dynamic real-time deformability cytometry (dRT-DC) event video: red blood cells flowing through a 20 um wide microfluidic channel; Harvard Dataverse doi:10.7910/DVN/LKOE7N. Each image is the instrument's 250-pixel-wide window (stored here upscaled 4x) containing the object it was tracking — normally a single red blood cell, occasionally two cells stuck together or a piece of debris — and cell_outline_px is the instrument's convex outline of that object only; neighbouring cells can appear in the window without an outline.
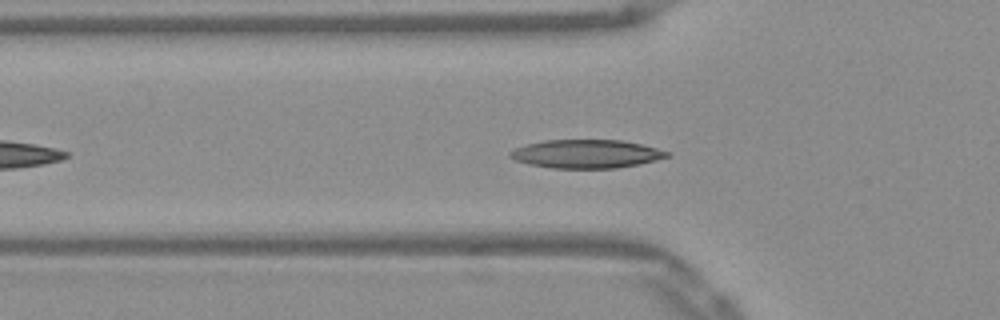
{"species": "Egyptian fruit bat (a non-hibernating species)", "species_latin": "Rousettus aegyptiacus", "temperature_condition": "warm", "stored_images_in_passage": 32, "camera_frame_rate_fps": 3000, "um_per_image_px": 0.085, "frame": {"image": 1, "passage_image": 8, "time_ms": 2.333, "image_size_px": [1000, 320], "cell_outline_px": [[668, 156], [640, 164], [616, 168], [552, 168], [528, 164], [516, 160], [508, 156], [508, 152], [516, 148], [528, 144], [544, 140], [620, 140], [640, 144], [656, 148], [668, 152]], "centroid_in_image_um": [49.79, 13.08], "position_along_channel_um": 76.0, "area_um2": 25.78}}
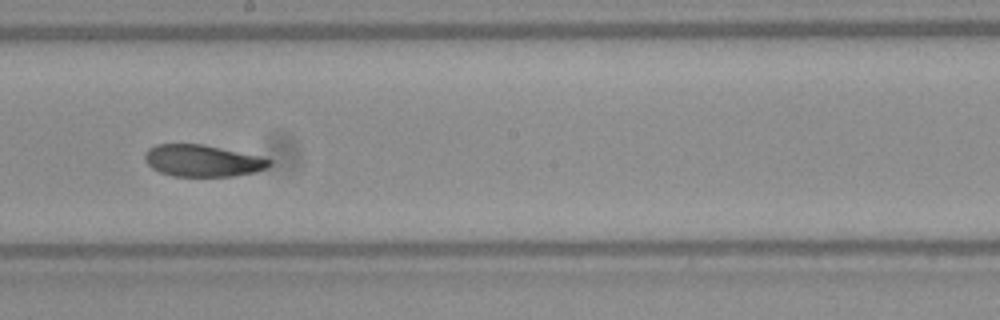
{"frame": {"image": 2, "passage_image": 20, "time_ms": 6.333, "image_size_px": [1000, 320], "cell_outline_px": [[272, 164], [268, 168], [256, 172], [232, 176], [172, 176], [160, 172], [152, 168], [144, 160], [144, 156], [148, 148], [156, 144], [204, 144], [256, 156], [272, 160]], "centroid_in_image_um": [17.19, 13.66], "position_along_channel_um": 231.0, "area_um2": 23.0}}
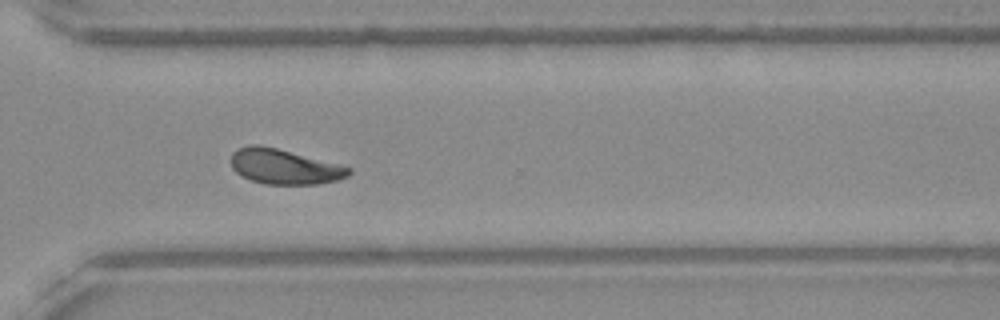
{"frame": {"image": 3, "passage_image": 29, "time_ms": 9.333, "image_size_px": [1000, 320], "cell_outline_px": [[352, 172], [348, 176], [336, 180], [316, 184], [264, 184], [252, 180], [236, 172], [232, 168], [232, 152], [240, 148], [252, 144], [260, 144], [276, 148], [352, 168]], "centroid_in_image_um": [24.16, 14.17], "position_along_channel_um": 346.4, "area_um2": 23.64}, "authors_computed_cell_mechanics": {"area_um2": 24.276, "velocity_mm_per_s": 3.8563, "shape_relaxation_time_tau1_ms": 4.7782, "shape_relaxation_time_tau2_ms": 3.3318, "deformation_change_tau1": 0.1475, "deformation_change_tau2": 0.0893}}